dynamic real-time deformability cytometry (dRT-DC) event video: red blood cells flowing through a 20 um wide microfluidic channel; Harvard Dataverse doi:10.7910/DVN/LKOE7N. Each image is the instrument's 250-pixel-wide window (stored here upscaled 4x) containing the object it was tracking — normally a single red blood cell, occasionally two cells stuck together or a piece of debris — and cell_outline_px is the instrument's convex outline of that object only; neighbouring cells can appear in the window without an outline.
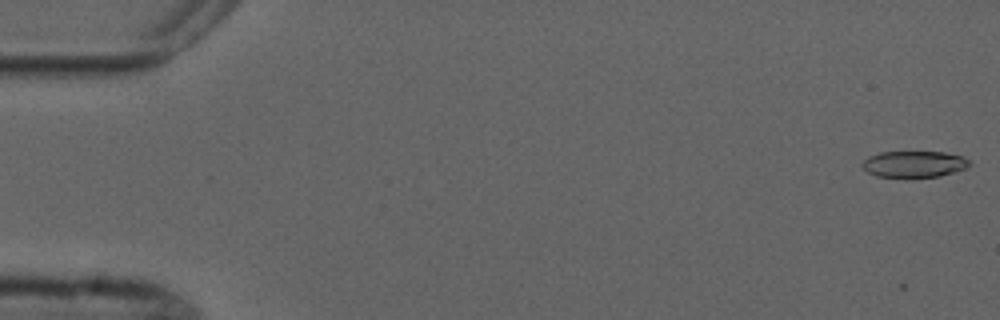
{"species": "common noctule bat (a hibernating species)", "species_latin": "Nyctalus noctula", "temperature_condition": "cold", "stored_images_in_passage": 7, "camera_frame_rate_fps": 3000, "um_per_image_px": 0.085, "animal": {"sex": "male", "forearm_length_mm": 52.5}, "frame": {"image": 1, "passage_image": 1, "time_ms": 0.0, "image_size_px": [1000, 320], "cell_outline_px": [[972, 164], [964, 168], [940, 176], [876, 176], [868, 172], [860, 164], [868, 156], [880, 152], [944, 152], [964, 156]], "centroid_in_image_um": [77.69, 13.92], "position_along_channel_um": 7.3, "area_um2": 16.18}}